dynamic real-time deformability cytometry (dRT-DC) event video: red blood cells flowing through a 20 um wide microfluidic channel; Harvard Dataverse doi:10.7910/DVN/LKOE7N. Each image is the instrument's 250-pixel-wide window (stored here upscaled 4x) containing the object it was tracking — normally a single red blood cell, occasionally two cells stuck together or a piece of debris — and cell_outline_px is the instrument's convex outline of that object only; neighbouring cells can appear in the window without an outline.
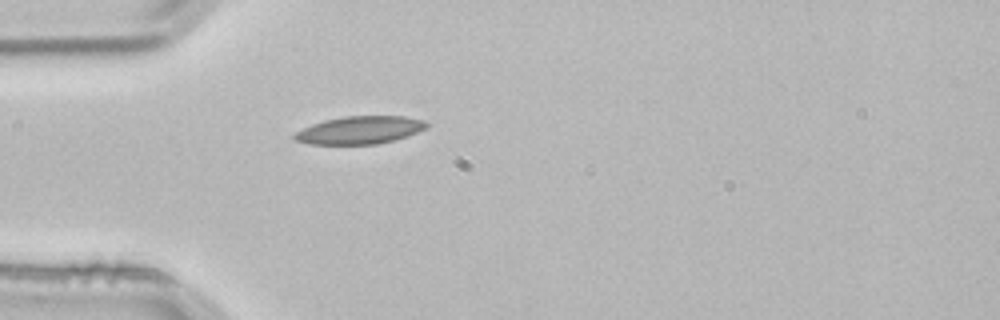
{"species": "common noctule bat (a hibernating species)", "species_latin": "Nyctalus noctula", "temperature_condition": "room temperature", "stored_images_in_passage": 3, "camera_frame_rate_fps": 3000, "um_per_image_px": 0.085, "animal": {"sex": "male", "body_mass_g": 21.5, "forearm_length_mm": 52.0}, "frame": {"image": 1, "passage_image": 3, "time_ms": 0.667, "image_size_px": [1000, 320], "cell_outline_px": [[428, 128], [392, 140], [376, 144], [308, 144], [296, 140], [292, 136], [296, 132], [312, 124], [324, 120], [344, 116], [404, 116], [424, 120], [428, 124]], "centroid_in_image_um": [30.57, 11.05], "position_along_channel_um": 54.4, "area_um2": 21.15}}